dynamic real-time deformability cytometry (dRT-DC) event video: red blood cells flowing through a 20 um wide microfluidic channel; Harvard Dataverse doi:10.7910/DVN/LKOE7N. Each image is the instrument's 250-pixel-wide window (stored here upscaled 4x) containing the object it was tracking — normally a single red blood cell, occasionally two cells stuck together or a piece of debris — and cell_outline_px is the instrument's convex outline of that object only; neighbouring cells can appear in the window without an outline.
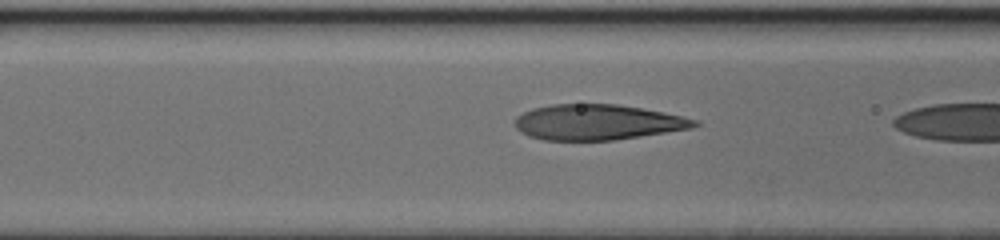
{"species": "human", "species_latin": "Homo sapiens", "temperature_condition": "cold", "stored_images_in_passage": 17, "camera_frame_rate_fps": 3000, "um_per_image_px": 0.085, "donor": {"sex": "female"}, "frame": {"image": 1, "passage_image": 16, "time_ms": 5.0, "image_size_px": [1000, 240], "cell_outline_px": [[700, 124], [692, 128], [640, 136], [612, 140], [544, 140], [528, 136], [520, 132], [512, 124], [516, 116], [524, 112], [536, 108], [552, 104], [616, 104], [640, 108], [680, 116], [696, 120]], "centroid_in_image_um": [50.72, 10.39], "position_along_channel_um": 115.9, "area_um2": 36.82}}